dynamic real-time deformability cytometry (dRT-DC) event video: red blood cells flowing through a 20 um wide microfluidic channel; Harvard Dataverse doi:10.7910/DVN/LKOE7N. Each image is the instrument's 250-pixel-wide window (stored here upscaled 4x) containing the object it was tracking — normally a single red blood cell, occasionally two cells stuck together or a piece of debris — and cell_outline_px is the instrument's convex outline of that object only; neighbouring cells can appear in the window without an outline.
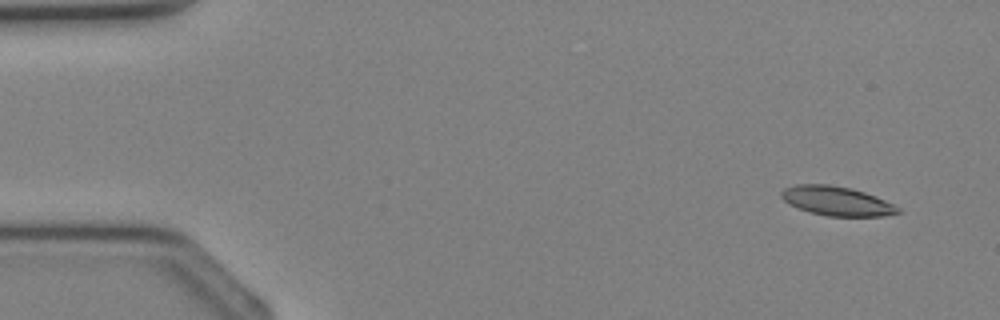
{"species": "Egyptian fruit bat (a non-hibernating species)", "species_latin": "Rousettus aegyptiacus", "temperature_condition": "cold", "stored_images_in_passage": 36, "camera_frame_rate_fps": 3000, "um_per_image_px": 0.085, "animal": {"sex": "female"}, "frame": {"image": 1, "passage_image": 2, "time_ms": 0.333, "image_size_px": [1000, 320], "cell_outline_px": [[900, 212], [884, 216], [828, 216], [812, 212], [800, 208], [784, 200], [780, 196], [780, 192], [784, 188], [796, 184], [828, 184], [852, 188], [864, 192], [884, 200], [900, 208]], "centroid_in_image_um": [71.12, 17.07], "position_along_channel_um": 13.9, "area_um2": 19.59}}
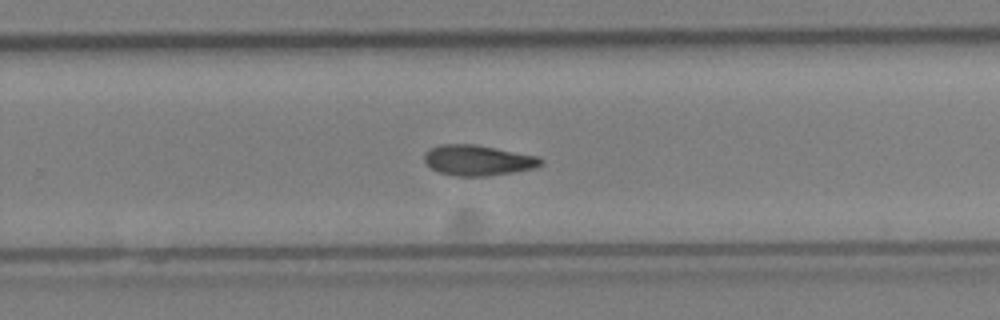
{"frame": {"image": 2, "passage_image": 23, "time_ms": 7.333, "image_size_px": [1000, 320], "cell_outline_px": [[544, 160], [536, 168], [488, 176], [456, 176], [440, 172], [432, 168], [424, 160], [424, 152], [428, 148], [440, 144], [476, 144], [536, 156]], "centroid_in_image_um": [40.59, 13.61], "position_along_channel_um": 289.2, "area_um2": 20.63}}
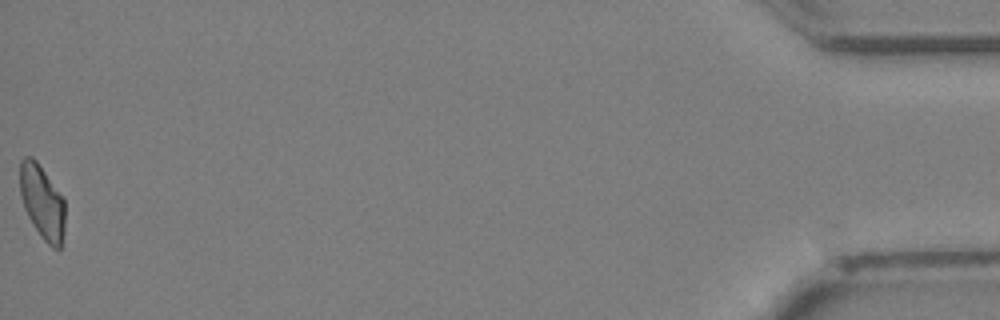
{"frame": {"image": 3, "passage_image": 36, "time_ms": 11.667, "image_size_px": [1000, 320], "cell_outline_px": [[64, 232], [60, 248], [52, 248], [40, 236], [32, 224], [24, 208], [20, 192], [20, 160], [24, 156], [32, 156], [36, 160], [64, 196]], "centroid_in_image_um": [3.59, 17.15], "position_along_channel_um": 431.6, "area_um2": 19.65}}